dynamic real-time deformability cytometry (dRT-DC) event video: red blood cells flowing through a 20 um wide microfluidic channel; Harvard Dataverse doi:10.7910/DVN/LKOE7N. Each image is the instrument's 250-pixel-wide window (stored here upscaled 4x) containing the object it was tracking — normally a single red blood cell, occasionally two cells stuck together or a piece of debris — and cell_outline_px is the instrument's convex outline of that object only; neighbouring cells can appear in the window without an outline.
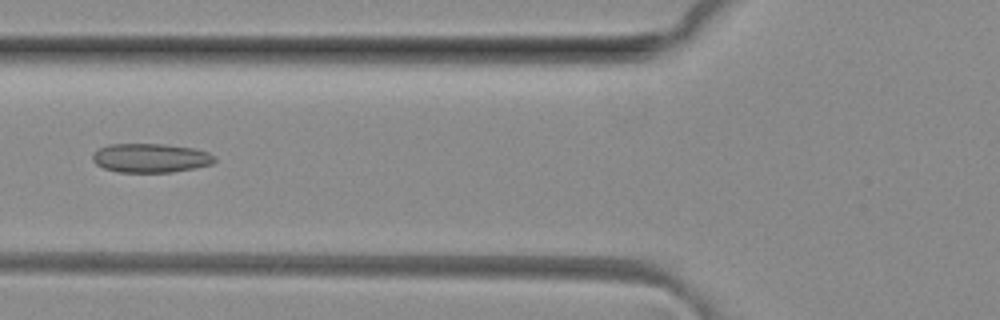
{"species": "common noctule bat (a hibernating species)", "species_latin": "Nyctalus noctula", "temperature_condition": "room temperature", "stored_images_in_passage": 45, "camera_frame_rate_fps": 3000, "um_per_image_px": 0.085, "animal": {"sex": "female", "body_mass_g": 29.2, "forearm_length_mm": 56.3}, "frame": {"image": 1, "passage_image": 14, "time_ms": 4.333, "image_size_px": [1000, 320], "cell_outline_px": [[216, 160], [212, 164], [196, 168], [172, 172], [120, 172], [104, 168], [96, 164], [92, 160], [92, 152], [108, 144], [164, 144], [196, 148], [208, 152], [216, 156]], "centroid_in_image_um": [12.82, 13.42], "position_along_channel_um": 113.0, "area_um2": 20.87}}
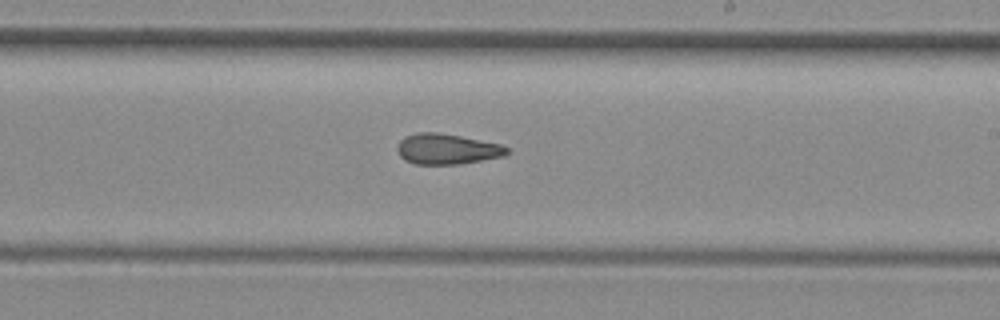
{"frame": {"image": 2, "passage_image": 24, "time_ms": 7.667, "image_size_px": [1000, 320], "cell_outline_px": [[508, 152], [504, 156], [460, 164], [416, 164], [404, 160], [400, 156], [396, 148], [400, 140], [416, 132], [440, 132], [500, 144], [508, 148]], "centroid_in_image_um": [37.97, 12.67], "position_along_channel_um": 251.0, "area_um2": 19.42}}
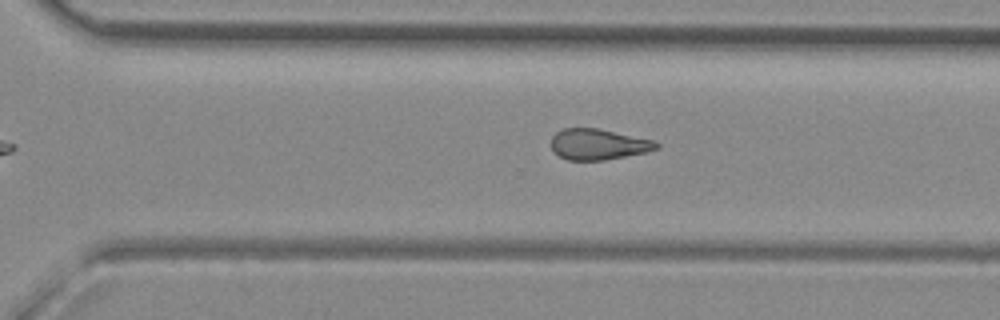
{"frame": {"image": 3, "passage_image": 29, "time_ms": 9.333, "image_size_px": [1000, 320], "cell_outline_px": [[660, 148], [648, 152], [604, 160], [568, 160], [552, 152], [552, 136], [556, 132], [564, 128], [600, 128], [652, 140], [660, 144]], "centroid_in_image_um": [50.86, 12.27], "position_along_channel_um": 319.7, "area_um2": 19.02}, "authors_computed_cell_mechanics": {"area_um2": 20.0566, "velocity_mm_per_s": 4.1417, "shape_relaxation_time_tau1_ms": null, "shape_relaxation_time_tau2_ms": 4.3278, "deformation_change_tau1": null, "deformation_change_tau2": 0.1376}}